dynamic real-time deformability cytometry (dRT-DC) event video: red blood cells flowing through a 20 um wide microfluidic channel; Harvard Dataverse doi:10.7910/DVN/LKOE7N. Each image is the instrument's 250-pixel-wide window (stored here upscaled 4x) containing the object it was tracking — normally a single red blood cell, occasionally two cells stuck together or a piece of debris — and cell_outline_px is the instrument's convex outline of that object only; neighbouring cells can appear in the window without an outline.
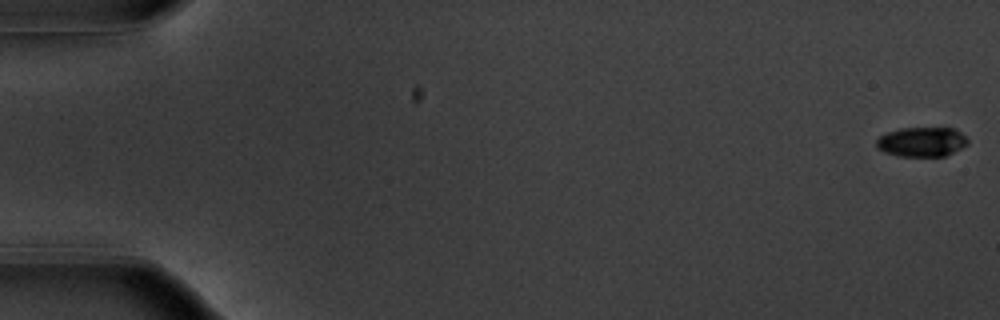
{"species": "common noctule bat (a hibernating species)", "species_latin": "Nyctalus noctula", "temperature_condition": "warm", "stored_images_in_passage": 13, "camera_frame_rate_fps": 3000, "um_per_image_px": 0.085, "animal": {"sex": "male", "body_mass_g": 20.1, "forearm_length_mm": 53.5}, "frame": {"image": 1, "passage_image": 1, "time_ms": 0.0, "image_size_px": [1000, 320], "cell_outline_px": [[968, 144], [944, 156], [896, 156], [884, 152], [876, 148], [876, 140], [880, 136], [888, 132], [900, 128], [956, 128], [968, 140]], "centroid_in_image_um": [78.32, 12.06], "position_along_channel_um": 6.7, "area_um2": 15.72}}